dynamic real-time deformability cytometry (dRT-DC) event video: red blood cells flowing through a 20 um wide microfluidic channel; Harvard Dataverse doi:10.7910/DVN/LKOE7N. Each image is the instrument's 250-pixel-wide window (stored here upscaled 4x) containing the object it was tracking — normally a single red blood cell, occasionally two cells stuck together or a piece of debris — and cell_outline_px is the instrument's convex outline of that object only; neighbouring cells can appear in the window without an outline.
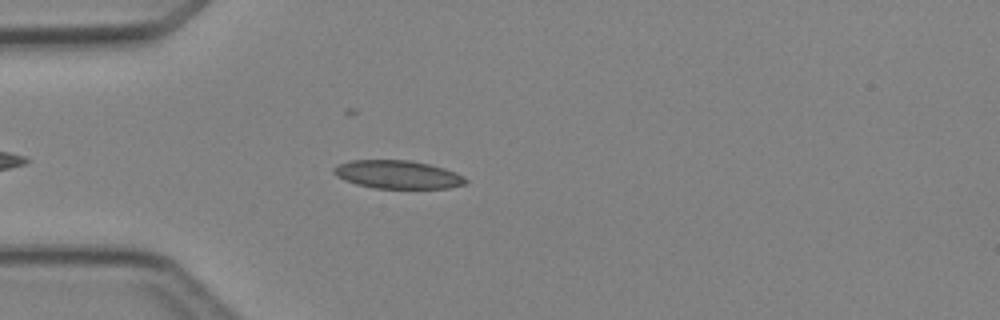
{"species": "Egyptian fruit bat (a non-hibernating species)", "species_latin": "Rousettus aegyptiacus", "temperature_condition": "cold", "stored_images_in_passage": 3, "camera_frame_rate_fps": 3000, "um_per_image_px": 0.085, "animal": {"sex": "female"}, "frame": {"image": 1, "passage_image": 3, "time_ms": 2.333, "image_size_px": [1000, 320], "cell_outline_px": [[468, 180], [464, 184], [448, 188], [376, 188], [356, 184], [344, 180], [336, 176], [332, 172], [332, 168], [336, 164], [352, 160], [412, 160], [444, 168], [456, 172], [464, 176]], "centroid_in_image_um": [33.77, 14.83], "position_along_channel_um": 51.2, "area_um2": 21.79}}